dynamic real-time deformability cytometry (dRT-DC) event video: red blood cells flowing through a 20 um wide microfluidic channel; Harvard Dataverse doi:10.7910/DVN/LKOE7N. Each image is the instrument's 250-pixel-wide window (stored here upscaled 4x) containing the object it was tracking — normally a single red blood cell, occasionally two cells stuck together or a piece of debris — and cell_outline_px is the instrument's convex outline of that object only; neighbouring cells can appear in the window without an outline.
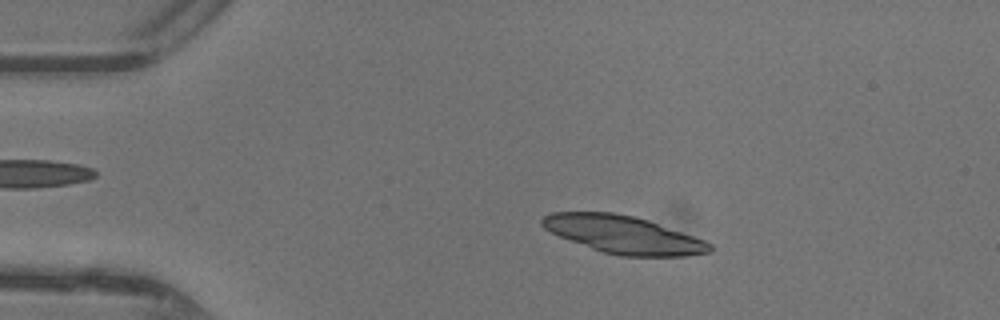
{"species": "common noctule bat (a hibernating species)", "species_latin": "Nyctalus noctula", "temperature_condition": "warm", "stored_images_in_passage": 45, "camera_frame_rate_fps": 3000, "um_per_image_px": 0.085, "animal": {"sex": "female"}, "frame": {"image": 1, "passage_image": 8, "time_ms": 2.333, "image_size_px": [1000, 320], "cell_outline_px": [[712, 252], [684, 256], [620, 256], [604, 252], [592, 248], [560, 236], [544, 228], [540, 224], [540, 220], [544, 216], [552, 212], [612, 212], [632, 216], [648, 220], [704, 240], [712, 244]], "centroid_in_image_um": [52.99, 19.94], "position_along_channel_um": 32.0, "area_um2": 36.36}}